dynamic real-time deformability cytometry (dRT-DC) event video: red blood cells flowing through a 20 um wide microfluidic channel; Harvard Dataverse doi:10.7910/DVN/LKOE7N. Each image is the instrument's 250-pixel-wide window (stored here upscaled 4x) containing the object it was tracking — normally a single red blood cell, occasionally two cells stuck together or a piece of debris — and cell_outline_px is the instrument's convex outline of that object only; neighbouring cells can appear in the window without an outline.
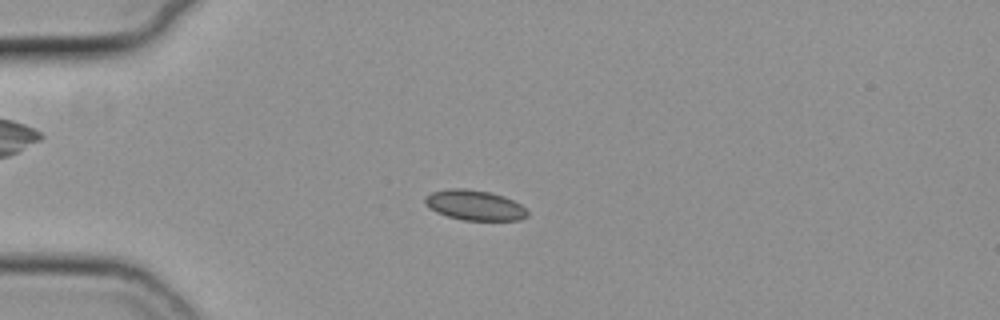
{"species": "common noctule bat (a hibernating species)", "species_latin": "Nyctalus noctula", "temperature_condition": "cold", "stored_images_in_passage": 56, "camera_frame_rate_fps": 3000, "um_per_image_px": 0.085, "animal": {"sex": "female", "body_mass_g": 19.3, "forearm_length_mm": 54.1}, "frame": {"image": 1, "passage_image": 15, "time_ms": 4.667, "image_size_px": [1000, 320], "cell_outline_px": [[528, 216], [520, 220], [464, 220], [448, 216], [436, 212], [428, 208], [424, 204], [424, 196], [432, 192], [448, 188], [468, 188], [488, 192], [504, 196], [520, 204], [528, 212]], "centroid_in_image_um": [40.3, 17.43], "position_along_channel_um": 44.7, "area_um2": 18.09}}
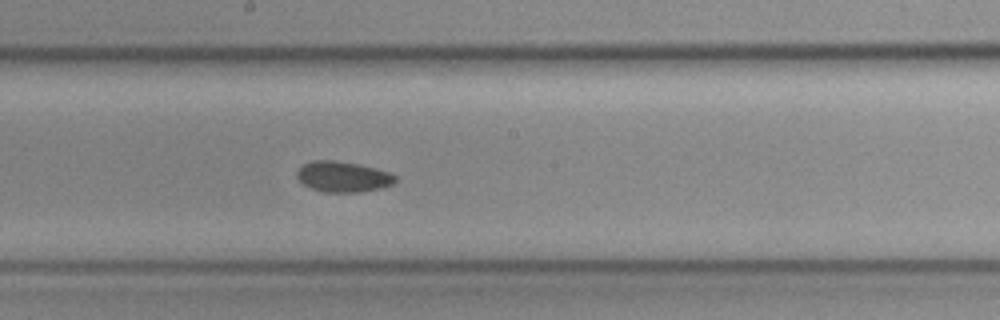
{"frame": {"image": 2, "passage_image": 31, "time_ms": 10.0, "image_size_px": [1000, 320], "cell_outline_px": [[396, 180], [392, 184], [380, 188], [360, 192], [324, 192], [312, 188], [304, 184], [296, 176], [296, 172], [304, 164], [312, 160], [332, 160], [356, 164], [388, 172], [396, 176]], "centroid_in_image_um": [29.13, 15.02], "position_along_channel_um": 219.1, "area_um2": 17.22}}
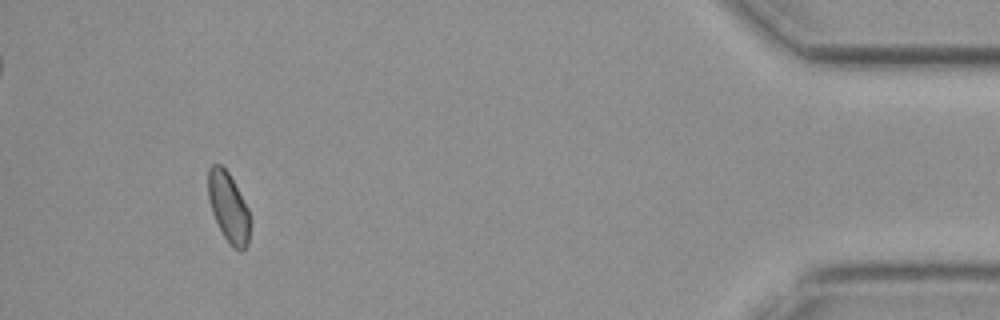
{"frame": {"image": 3, "passage_image": 52, "time_ms": 17.0, "image_size_px": [1000, 320], "cell_outline_px": [[248, 244], [240, 252], [232, 248], [224, 236], [212, 212], [208, 196], [208, 168], [212, 164], [220, 164], [228, 172], [248, 208]], "centroid_in_image_um": [19.39, 17.61], "position_along_channel_um": 415.8, "area_um2": 16.65}, "authors_computed_cell_mechanics": {"area_um2": 17.5712, "velocity_mm_per_s": 3.766, "shape_relaxation_time_tau1_ms": null, "shape_relaxation_time_tau2_ms": 5.8365, "deformation_change_tau1": null, "deformation_change_tau2": 0.0741}}